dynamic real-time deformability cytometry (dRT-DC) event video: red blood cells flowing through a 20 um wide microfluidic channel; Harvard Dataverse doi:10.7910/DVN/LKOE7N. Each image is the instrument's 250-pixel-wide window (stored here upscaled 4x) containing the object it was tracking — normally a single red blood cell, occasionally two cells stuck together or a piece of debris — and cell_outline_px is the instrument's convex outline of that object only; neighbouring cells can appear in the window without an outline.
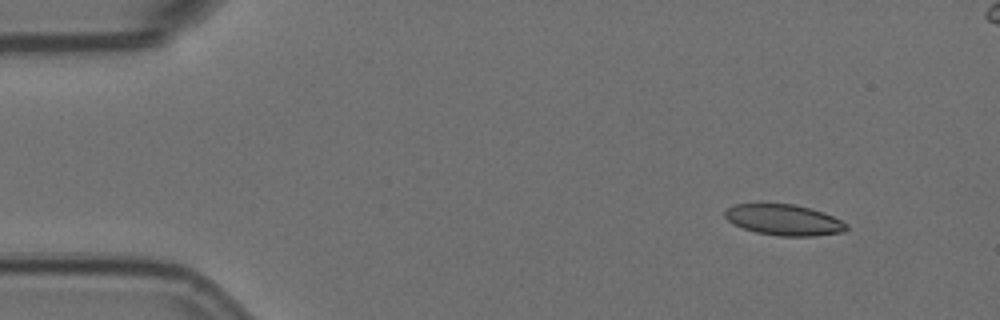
{"species": "Egyptian fruit bat (a non-hibernating species)", "species_latin": "Rousettus aegyptiacus", "temperature_condition": "room temperature", "stored_images_in_passage": 5, "camera_frame_rate_fps": 3000, "um_per_image_px": 0.085, "animal": {"sex": "female"}, "frame": {"image": 1, "passage_image": 1, "time_ms": 0.0, "image_size_px": [1000, 320], "cell_outline_px": [[848, 228], [844, 232], [816, 236], [780, 236], [756, 232], [732, 224], [724, 216], [724, 212], [728, 208], [736, 204], [792, 204], [812, 208], [824, 212], [848, 224]], "centroid_in_image_um": [66.66, 18.7], "position_along_channel_um": 18.3, "area_um2": 21.91}}